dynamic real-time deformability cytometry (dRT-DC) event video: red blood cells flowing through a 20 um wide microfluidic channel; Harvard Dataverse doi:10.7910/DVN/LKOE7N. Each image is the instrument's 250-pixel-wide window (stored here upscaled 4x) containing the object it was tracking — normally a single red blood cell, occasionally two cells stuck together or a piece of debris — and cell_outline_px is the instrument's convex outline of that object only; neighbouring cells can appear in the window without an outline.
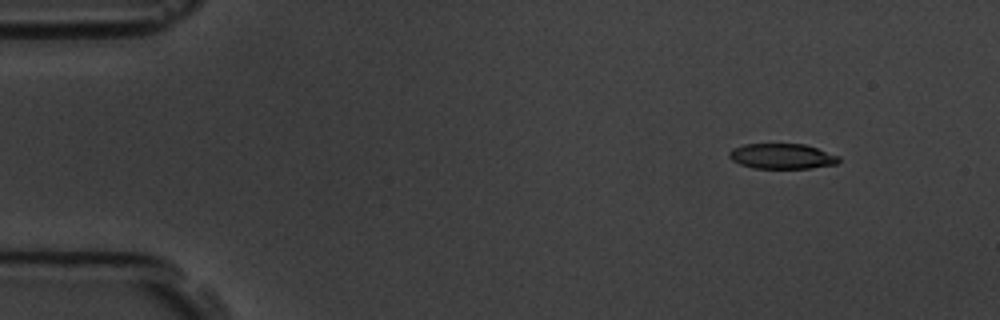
{"species": "common noctule bat (a hibernating species)", "species_latin": "Nyctalus noctula", "temperature_condition": "room temperature", "stored_images_in_passage": 5, "camera_frame_rate_fps": 3000, "um_per_image_px": 0.085, "animal": {"sex": "male", "body_mass_g": 19.5, "forearm_length_mm": 54.6}, "frame": {"image": 1, "passage_image": 1, "time_ms": 0.0, "image_size_px": [1000, 320], "cell_outline_px": [[840, 160], [836, 164], [812, 168], [752, 168], [740, 164], [732, 160], [728, 156], [728, 152], [732, 148], [744, 144], [804, 144], [840, 156]], "centroid_in_image_um": [66.45, 13.28], "position_along_channel_um": 18.6, "area_um2": 16.18}}
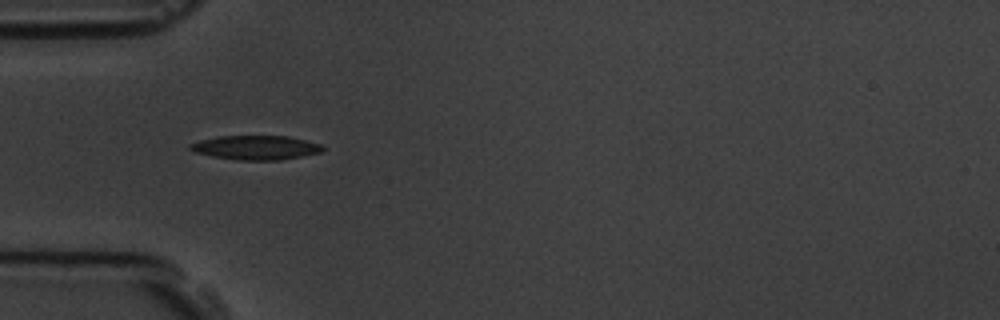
{"frame": {"image": 2, "passage_image": 4, "time_ms": 3.667, "image_size_px": [1000, 320], "cell_outline_px": [[324, 148], [320, 152], [304, 156], [280, 160], [236, 160], [212, 156], [196, 152], [188, 148], [188, 144], [200, 140], [216, 136], [288, 136], [320, 144]], "centroid_in_image_um": [21.71, 12.54], "position_along_channel_um": 63.3, "area_um2": 18.67}}
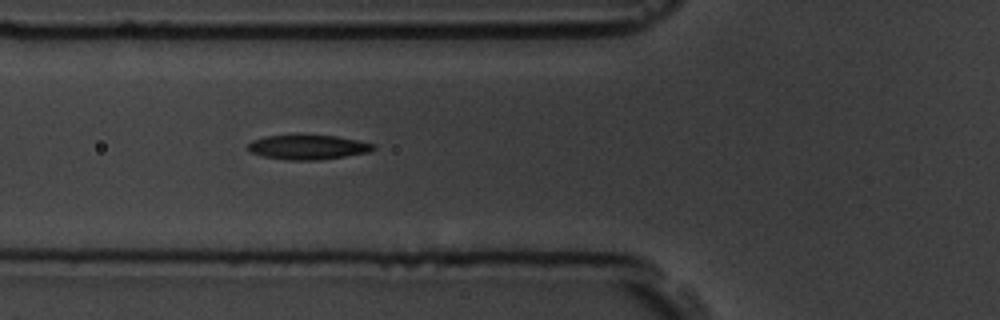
{"frame": {"image": 3, "passage_image": 5, "time_ms": 4.667, "image_size_px": [1000, 320], "cell_outline_px": [[376, 148], [368, 152], [320, 160], [284, 160], [264, 156], [252, 152], [248, 148], [248, 144], [252, 140], [264, 136], [296, 132], [300, 132], [336, 136], [376, 144]], "centroid_in_image_um": [26.14, 12.46], "position_along_channel_um": 99.7, "area_um2": 18.73}}